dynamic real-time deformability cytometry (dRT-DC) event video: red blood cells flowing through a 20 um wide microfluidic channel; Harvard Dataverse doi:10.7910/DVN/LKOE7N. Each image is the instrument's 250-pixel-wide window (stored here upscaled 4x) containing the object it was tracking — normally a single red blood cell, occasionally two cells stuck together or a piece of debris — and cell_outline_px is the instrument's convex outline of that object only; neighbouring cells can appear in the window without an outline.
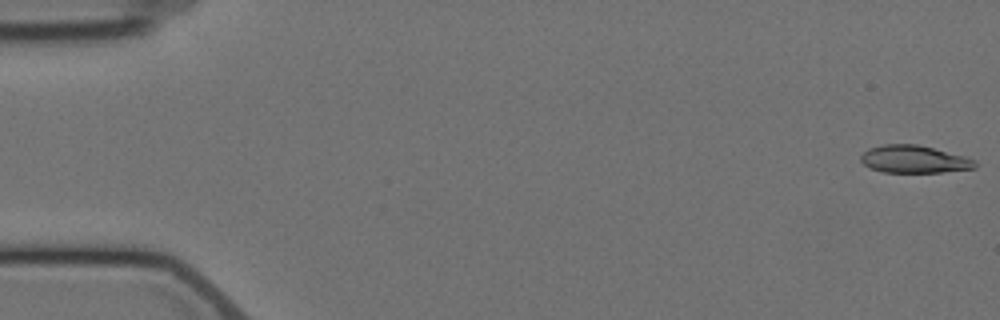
{"species": "Egyptian fruit bat (a non-hibernating species)", "species_latin": "Rousettus aegyptiacus", "temperature_condition": "cold", "stored_images_in_passage": 5, "camera_frame_rate_fps": 3000, "um_per_image_px": 0.085, "animal": {"sex": "female"}, "frame": {"image": 1, "passage_image": 1, "time_ms": 0.0, "image_size_px": [1000, 320], "cell_outline_px": [[976, 168], [940, 172], [884, 172], [868, 168], [860, 160], [860, 156], [868, 148], [884, 144], [916, 144], [964, 156], [976, 160]], "centroid_in_image_um": [77.66, 13.54], "position_along_channel_um": 7.3, "area_um2": 18.26}}
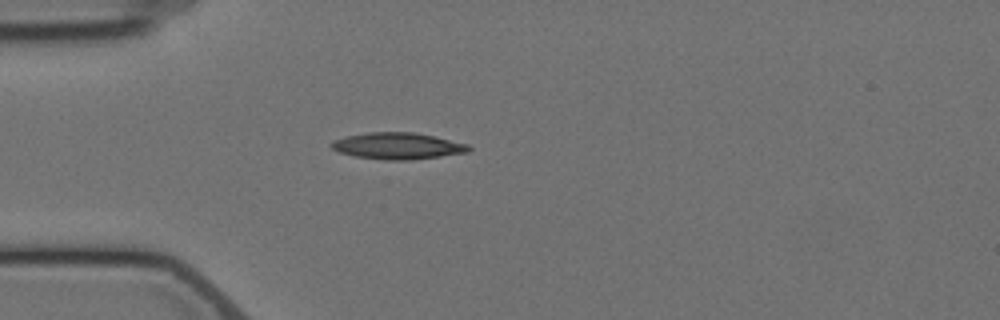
{"frame": {"image": 2, "passage_image": 5, "time_ms": 5.0, "image_size_px": [1000, 320], "cell_outline_px": [[472, 148], [468, 152], [412, 160], [384, 160], [356, 156], [340, 152], [332, 148], [328, 144], [332, 140], [344, 136], [368, 132], [412, 132], [432, 136], [468, 144]], "centroid_in_image_um": [33.76, 12.4], "position_along_channel_um": 51.2, "area_um2": 21.21}}